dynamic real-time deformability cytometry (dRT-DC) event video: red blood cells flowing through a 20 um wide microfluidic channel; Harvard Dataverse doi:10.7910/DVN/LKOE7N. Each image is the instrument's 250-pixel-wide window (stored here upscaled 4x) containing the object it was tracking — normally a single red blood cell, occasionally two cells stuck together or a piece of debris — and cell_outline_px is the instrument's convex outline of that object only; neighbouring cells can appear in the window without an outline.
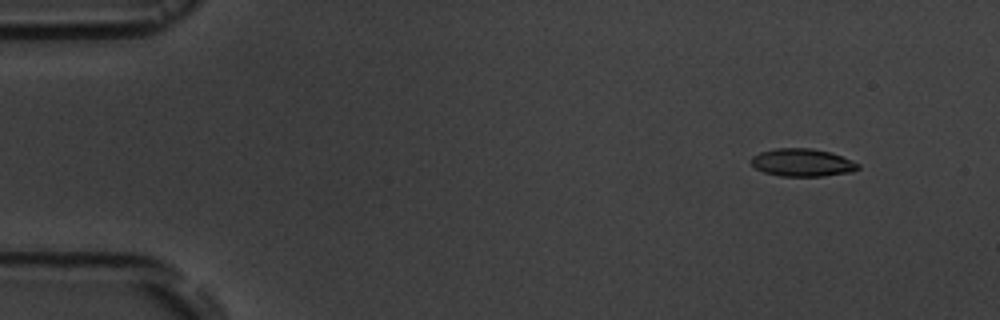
{"species": "common noctule bat (a hibernating species)", "species_latin": "Nyctalus noctula", "temperature_condition": "room temperature", "stored_images_in_passage": 4, "camera_frame_rate_fps": 3000, "um_per_image_px": 0.085, "animal": {"sex": "male", "body_mass_g": 19.5, "forearm_length_mm": 54.6}, "frame": {"image": 1, "passage_image": 2, "time_ms": 1.333, "image_size_px": [1000, 320], "cell_outline_px": [[860, 168], [852, 172], [824, 176], [780, 176], [764, 172], [756, 168], [752, 164], [752, 156], [760, 152], [776, 148], [812, 148], [828, 152], [852, 160], [860, 164]], "centroid_in_image_um": [68.21, 13.82], "position_along_channel_um": 16.8, "area_um2": 17.22}}